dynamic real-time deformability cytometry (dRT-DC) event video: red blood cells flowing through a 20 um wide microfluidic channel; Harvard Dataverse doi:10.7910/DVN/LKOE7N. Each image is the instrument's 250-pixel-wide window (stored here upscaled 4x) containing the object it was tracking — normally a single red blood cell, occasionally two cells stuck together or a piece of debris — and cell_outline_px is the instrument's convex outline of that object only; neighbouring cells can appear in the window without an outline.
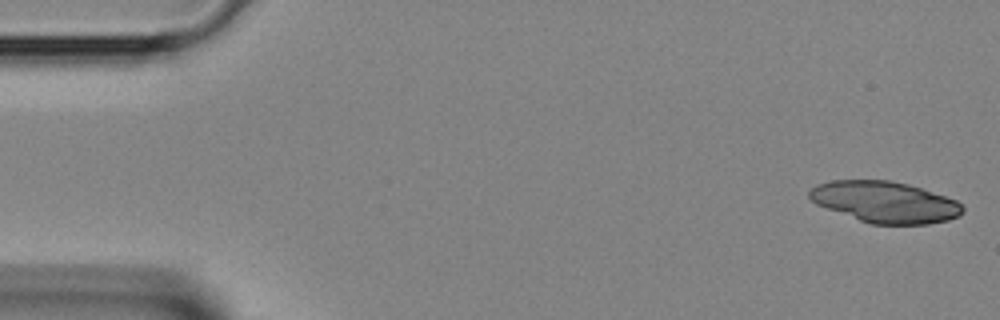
{"species": "Egyptian fruit bat (a non-hibernating species)", "species_latin": "Rousettus aegyptiacus", "temperature_condition": "room temperature", "stored_images_in_passage": 39, "camera_frame_rate_fps": 3000, "um_per_image_px": 0.085, "animal": {"sex": "female"}, "frame": {"image": 1, "passage_image": 1, "time_ms": 0.0, "image_size_px": [1000, 320], "cell_outline_px": [[964, 212], [960, 216], [948, 220], [928, 224], [872, 224], [860, 220], [816, 204], [808, 196], [808, 192], [816, 184], [832, 180], [888, 180], [908, 184], [956, 200], [964, 208]], "centroid_in_image_um": [75.22, 17.17], "position_along_channel_um": 9.8, "area_um2": 36.59}}
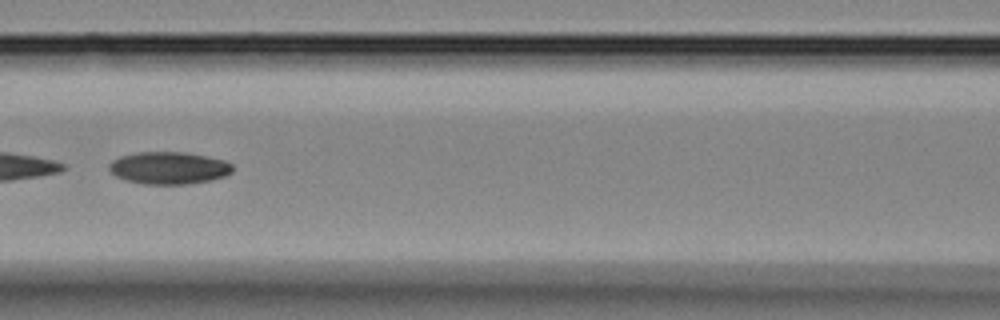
{"frame": {"image": 2, "passage_image": 17, "time_ms": 5.333, "image_size_px": [1000, 320], "cell_outline_px": [[232, 172], [224, 176], [212, 180], [188, 184], [144, 184], [124, 180], [116, 176], [108, 168], [108, 164], [112, 160], [120, 156], [136, 152], [180, 152], [204, 156], [224, 160], [232, 164]], "centroid_in_image_um": [14.32, 14.28], "position_along_channel_um": 152.3, "area_um2": 23.24}}
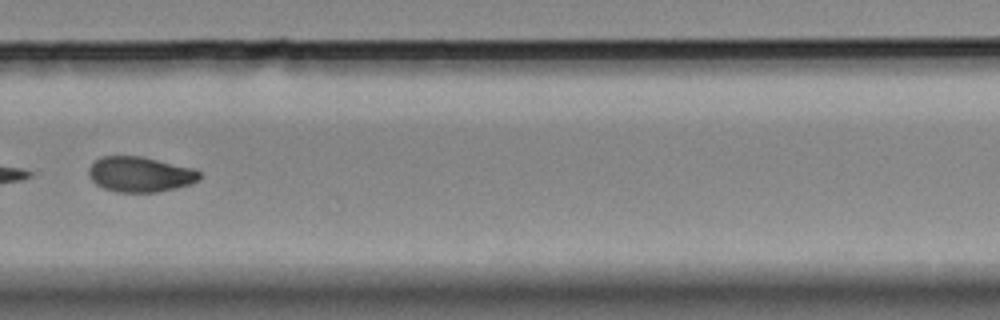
{"frame": {"image": 3, "passage_image": 27, "time_ms": 8.667, "image_size_px": [1000, 320], "cell_outline_px": [[200, 180], [192, 184], [176, 188], [156, 192], [116, 192], [104, 188], [96, 184], [88, 176], [88, 168], [96, 160], [104, 156], [140, 156], [192, 168], [200, 172]], "centroid_in_image_um": [11.9, 14.83], "position_along_channel_um": 317.9, "area_um2": 22.72}}